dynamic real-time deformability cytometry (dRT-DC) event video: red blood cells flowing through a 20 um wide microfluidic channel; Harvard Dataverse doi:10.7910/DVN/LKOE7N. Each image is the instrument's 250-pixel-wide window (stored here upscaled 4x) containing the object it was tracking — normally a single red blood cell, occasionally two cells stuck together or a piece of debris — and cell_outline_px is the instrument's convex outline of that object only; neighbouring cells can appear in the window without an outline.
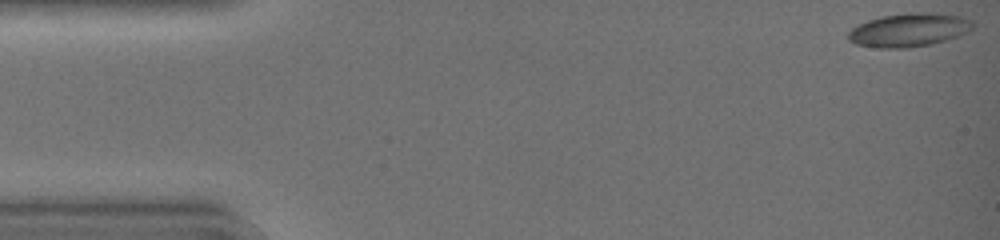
{"species": "common noctule bat (a hibernating species)", "species_latin": "Nyctalus noctula", "temperature_condition": "warm", "stored_images_in_passage": 11, "camera_frame_rate_fps": 3000, "um_per_image_px": 0.085, "animal": {"sex": "female", "body_mass_g": 19.0, "forearm_length_mm": 51.5}, "frame": {"image": 1, "passage_image": 1, "time_ms": 0.0, "image_size_px": [1000, 240], "cell_outline_px": [[972, 28], [968, 32], [960, 36], [928, 44], [908, 48], [876, 48], [856, 44], [848, 40], [848, 32], [852, 28], [868, 20], [880, 16], [912, 12], [928, 12], [960, 16], [972, 20]], "centroid_in_image_um": [77.24, 2.54], "position_along_channel_um": 7.8, "area_um2": 24.28}}
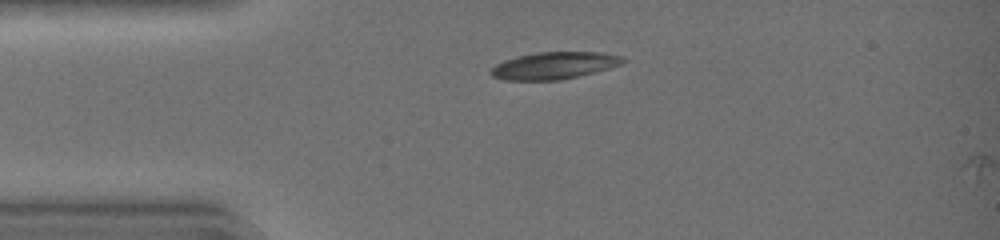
{"frame": {"image": 2, "passage_image": 10, "time_ms": 3.0, "image_size_px": [1000, 240], "cell_outline_px": [[628, 60], [620, 64], [608, 68], [560, 80], [504, 80], [492, 76], [488, 72], [496, 64], [504, 60], [536, 52], [604, 52], [624, 56]], "centroid_in_image_um": [47.11, 5.56], "position_along_channel_um": 37.9, "area_um2": 20.75}}